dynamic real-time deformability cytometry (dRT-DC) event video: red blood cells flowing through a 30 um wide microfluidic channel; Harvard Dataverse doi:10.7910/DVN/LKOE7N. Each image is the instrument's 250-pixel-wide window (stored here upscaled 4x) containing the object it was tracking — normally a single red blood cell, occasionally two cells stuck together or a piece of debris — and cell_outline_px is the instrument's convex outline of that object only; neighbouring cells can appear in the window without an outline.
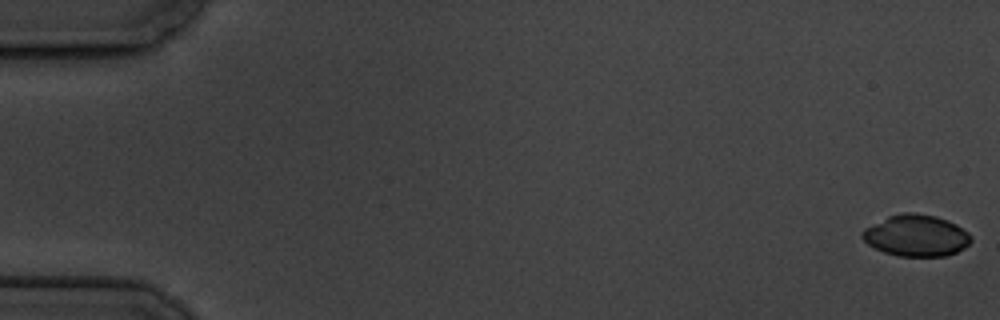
{"species": "common noctule bat (a hibernating species)", "species_latin": "Nyctalus noctula", "temperature_condition": "cold", "stored_images_in_passage": 7, "camera_frame_rate_fps": 3000, "um_per_image_px": 0.085, "animal": {"sex": "male", "body_mass_g": 19.5, "forearm_length_mm": 54.6}, "frame": {"image": 1, "passage_image": 1, "time_ms": 0.0, "image_size_px": [1000, 320], "cell_outline_px": [[972, 240], [964, 248], [956, 252], [944, 256], [896, 256], [884, 252], [868, 244], [860, 236], [860, 232], [864, 228], [888, 216], [904, 212], [916, 212], [936, 216], [948, 220], [956, 224], [968, 232], [972, 236]], "centroid_in_image_um": [77.87, 20.01], "position_along_channel_um": 7.1, "area_um2": 26.47}}
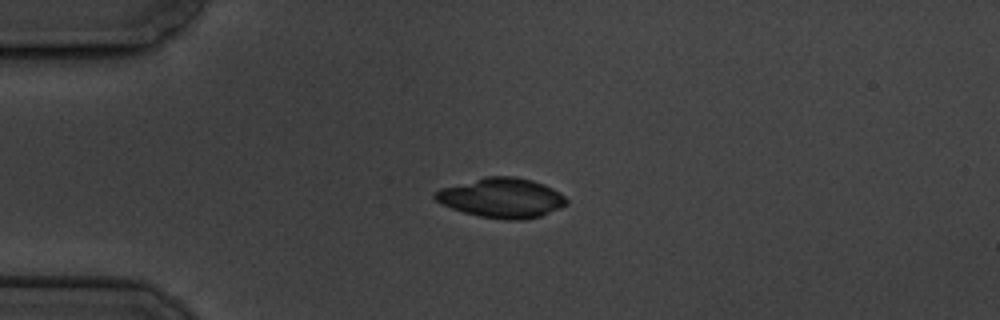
{"frame": {"image": 2, "passage_image": 5, "time_ms": 4.667, "image_size_px": [1000, 320], "cell_outline_px": [[568, 204], [560, 208], [540, 216], [524, 220], [508, 220], [480, 216], [464, 212], [452, 208], [436, 200], [432, 196], [440, 188], [484, 176], [516, 176], [532, 180], [544, 184], [560, 192], [568, 200]], "centroid_in_image_um": [42.67, 16.81], "position_along_channel_um": 42.3, "area_um2": 30.46}}